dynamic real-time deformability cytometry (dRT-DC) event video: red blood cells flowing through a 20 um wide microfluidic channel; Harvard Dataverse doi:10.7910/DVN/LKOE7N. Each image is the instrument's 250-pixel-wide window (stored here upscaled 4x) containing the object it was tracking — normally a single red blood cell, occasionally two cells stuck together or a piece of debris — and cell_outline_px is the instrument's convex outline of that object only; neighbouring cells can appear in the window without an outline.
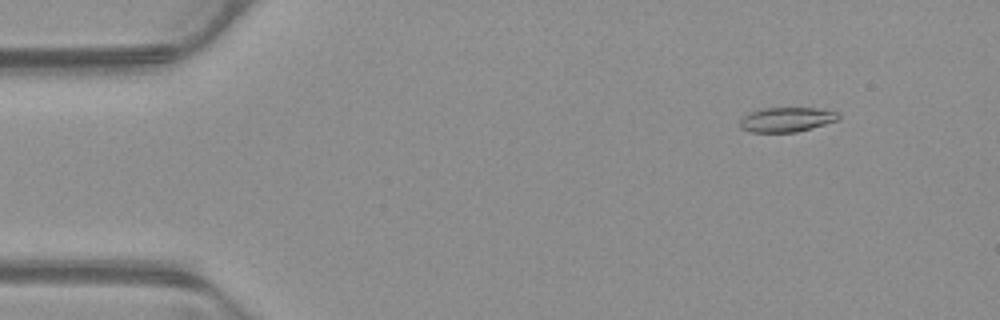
{"species": "common noctule bat (a hibernating species)", "species_latin": "Nyctalus noctula", "temperature_condition": "warm", "stored_images_in_passage": 49, "camera_frame_rate_fps": 3000, "um_per_image_px": 0.085, "animal": {"sex": "male", "body_mass_g": 23.1, "forearm_length_mm": 52.7}, "frame": {"image": 1, "passage_image": 2, "time_ms": 0.333, "image_size_px": [1000, 320], "cell_outline_px": [[840, 120], [812, 128], [796, 132], [752, 132], [740, 128], [740, 120], [744, 116], [760, 108], [816, 108], [840, 112]], "centroid_in_image_um": [66.91, 10.16], "position_along_channel_um": 18.1, "area_um2": 14.22}}
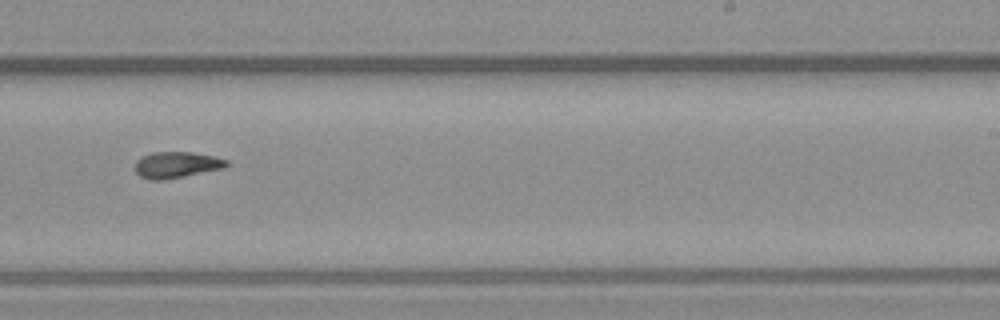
{"frame": {"image": 2, "passage_image": 29, "time_ms": 9.333, "image_size_px": [1000, 320], "cell_outline_px": [[228, 164], [224, 168], [184, 176], [160, 180], [152, 180], [140, 176], [136, 172], [136, 160], [152, 152], [192, 152], [212, 156], [228, 160]], "centroid_in_image_um": [15.01, 14.0], "position_along_channel_um": 274.0, "area_um2": 13.76}}
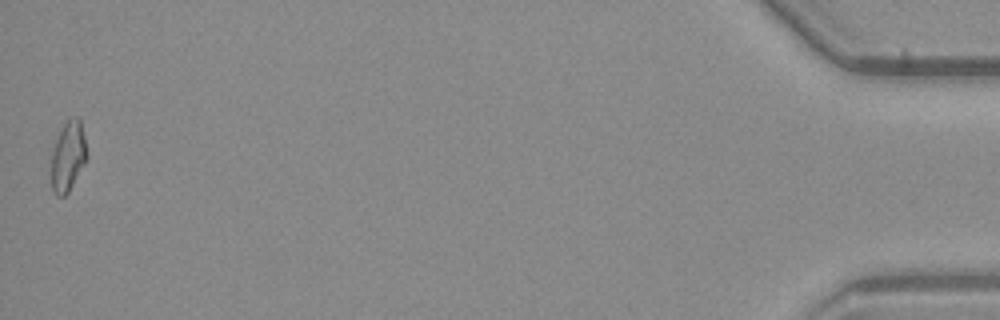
{"frame": {"image": 3, "passage_image": 49, "time_ms": 16.0, "image_size_px": [1000, 320], "cell_outline_px": [[88, 160], [68, 192], [64, 196], [56, 196], [52, 188], [52, 152], [56, 136], [64, 124], [68, 120], [76, 116], [80, 116], [88, 156]], "centroid_in_image_um": [5.81, 13.27], "position_along_channel_um": 429.4, "area_um2": 14.68}, "authors_computed_cell_mechanics": {"area_um2": 14.1032, "velocity_mm_per_s": 3.8851, "shape_relaxation_time_tau1_ms": null, "shape_relaxation_time_tau2_ms": 5.5518, "deformation_change_tau1": null, "deformation_change_tau2": 0.119}}